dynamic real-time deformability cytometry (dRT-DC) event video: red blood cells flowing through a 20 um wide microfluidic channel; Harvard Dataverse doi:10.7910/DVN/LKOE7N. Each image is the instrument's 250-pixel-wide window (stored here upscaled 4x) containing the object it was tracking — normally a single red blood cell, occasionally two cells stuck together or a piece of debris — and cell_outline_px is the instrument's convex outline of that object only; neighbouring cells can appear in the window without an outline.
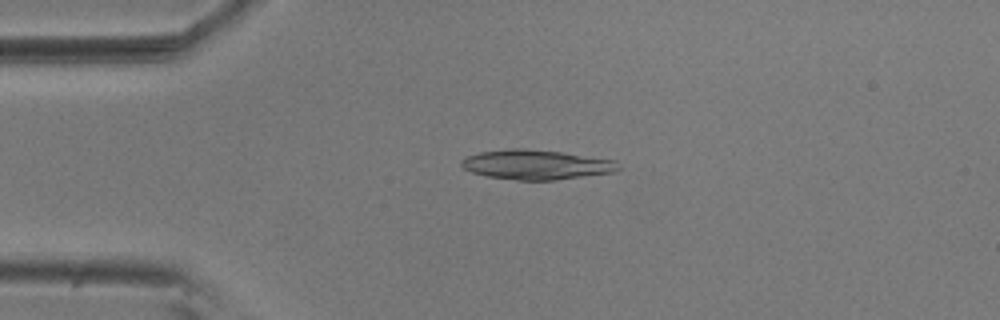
{"species": "common noctule bat (a hibernating species)", "species_latin": "Nyctalus noctula", "temperature_condition": "room temperature", "stored_images_in_passage": 45, "camera_frame_rate_fps": 3000, "um_per_image_px": 0.085, "animal": {"sex": "male", "body_mass_g": 20.5, "forearm_length_mm": 52.5}, "frame": {"image": 1, "passage_image": 3, "time_ms": 0.667, "image_size_px": [1000, 320], "cell_outline_px": [[620, 168], [616, 172], [556, 180], [516, 180], [488, 176], [472, 172], [464, 168], [460, 164], [460, 160], [464, 156], [480, 152], [508, 148], [524, 148], [560, 152], [616, 160]], "centroid_in_image_um": [45.57, 13.99], "position_along_channel_um": 39.4, "area_um2": 27.28}}
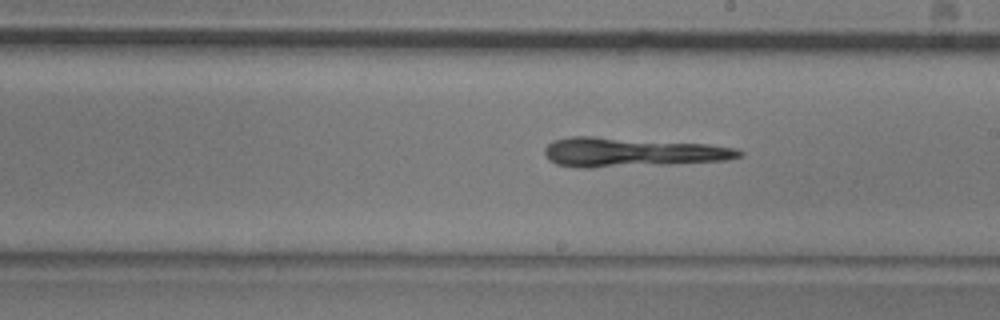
{"frame": {"image": 2, "passage_image": 21, "time_ms": 6.667, "image_size_px": [1000, 320], "cell_outline_px": [[744, 156], [728, 160], [672, 164], [592, 168], [580, 168], [556, 164], [548, 160], [544, 152], [544, 148], [552, 140], [572, 136], [592, 136], [708, 144], [736, 148], [744, 152]], "centroid_in_image_um": [53.7, 12.95], "position_along_channel_um": 235.3, "area_um2": 33.52}}
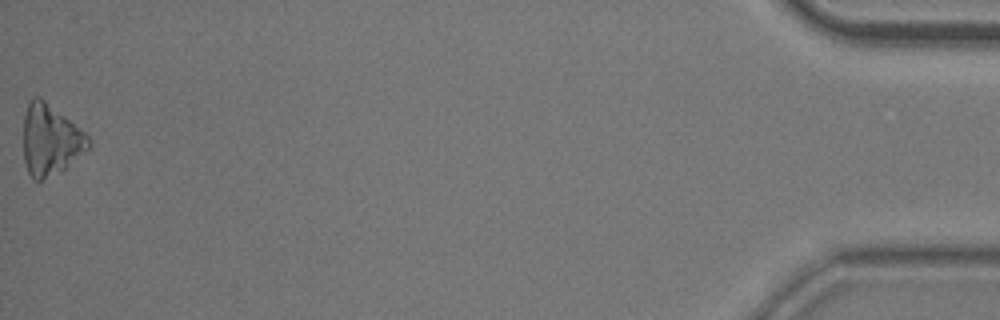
{"frame": {"image": 3, "passage_image": 45, "time_ms": 14.667, "image_size_px": [1000, 320], "cell_outline_px": [[92, 144], [88, 148], [64, 168], [40, 180], [32, 180], [28, 172], [24, 160], [24, 116], [28, 104], [32, 96], [40, 96], [84, 132], [88, 136]], "centroid_in_image_um": [4.26, 11.87], "position_along_channel_um": 430.9, "area_um2": 26.3}}